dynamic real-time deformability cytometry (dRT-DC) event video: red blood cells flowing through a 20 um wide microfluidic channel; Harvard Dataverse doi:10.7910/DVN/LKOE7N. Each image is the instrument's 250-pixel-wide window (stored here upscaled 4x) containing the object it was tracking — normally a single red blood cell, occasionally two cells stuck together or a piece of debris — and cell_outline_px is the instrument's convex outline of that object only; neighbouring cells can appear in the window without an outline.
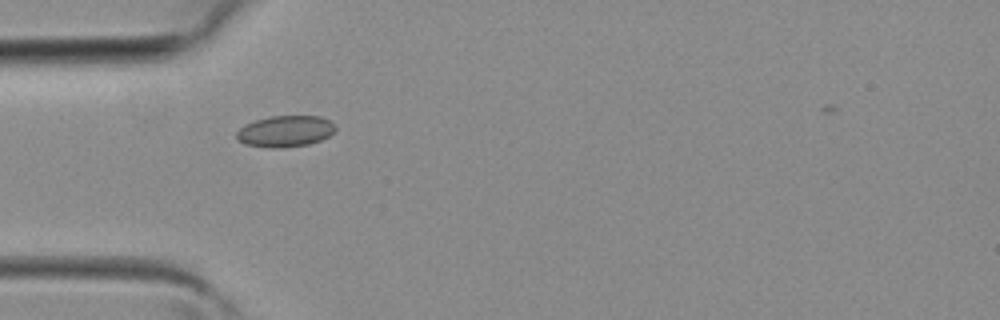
{"species": "common noctule bat (a hibernating species)", "species_latin": "Nyctalus noctula", "temperature_condition": "room temperature", "stored_images_in_passage": 30, "camera_frame_rate_fps": 3000, "um_per_image_px": 0.085, "animal": {"sex": "female", "body_mass_g": 19.3, "forearm_length_mm": 54.1}, "frame": {"image": 1, "passage_image": 3, "time_ms": 0.667, "image_size_px": [1000, 320], "cell_outline_px": [[336, 128], [328, 136], [320, 140], [308, 144], [280, 148], [272, 148], [244, 144], [236, 140], [236, 132], [244, 124], [268, 116], [320, 116], [328, 120]], "centroid_in_image_um": [24.19, 11.16], "position_along_channel_um": 60.8, "area_um2": 17.98}}
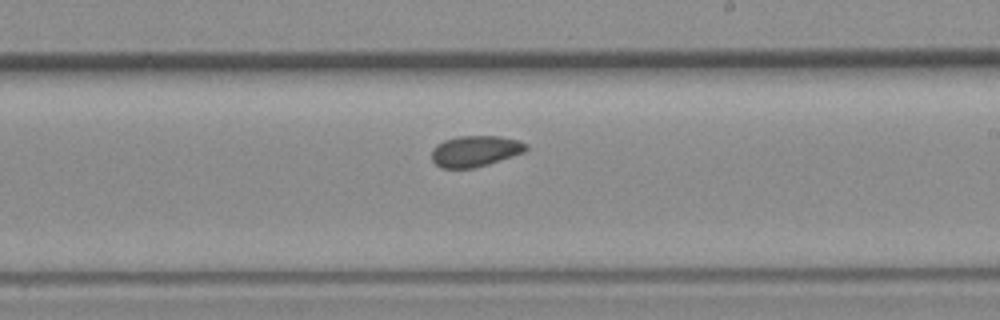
{"frame": {"image": 2, "passage_image": 14, "time_ms": 4.333, "image_size_px": [1000, 320], "cell_outline_px": [[528, 148], [524, 152], [488, 164], [472, 168], [440, 168], [432, 160], [432, 148], [436, 144], [444, 140], [460, 136], [500, 136], [516, 140], [528, 144]], "centroid_in_image_um": [40.37, 12.84], "position_along_channel_um": 248.6, "area_um2": 16.99}}
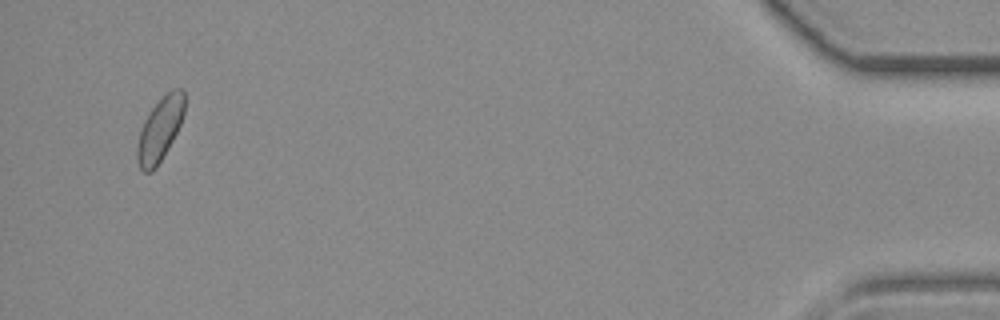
{"frame": {"image": 3, "passage_image": 29, "time_ms": 9.333, "image_size_px": [1000, 320], "cell_outline_px": [[184, 112], [180, 124], [172, 140], [156, 168], [152, 172], [144, 172], [140, 168], [136, 156], [136, 148], [140, 132], [144, 120], [152, 108], [172, 88], [180, 88], [184, 92]], "centroid_in_image_um": [13.58, 11.01], "position_along_channel_um": 421.6, "area_um2": 17.17}}